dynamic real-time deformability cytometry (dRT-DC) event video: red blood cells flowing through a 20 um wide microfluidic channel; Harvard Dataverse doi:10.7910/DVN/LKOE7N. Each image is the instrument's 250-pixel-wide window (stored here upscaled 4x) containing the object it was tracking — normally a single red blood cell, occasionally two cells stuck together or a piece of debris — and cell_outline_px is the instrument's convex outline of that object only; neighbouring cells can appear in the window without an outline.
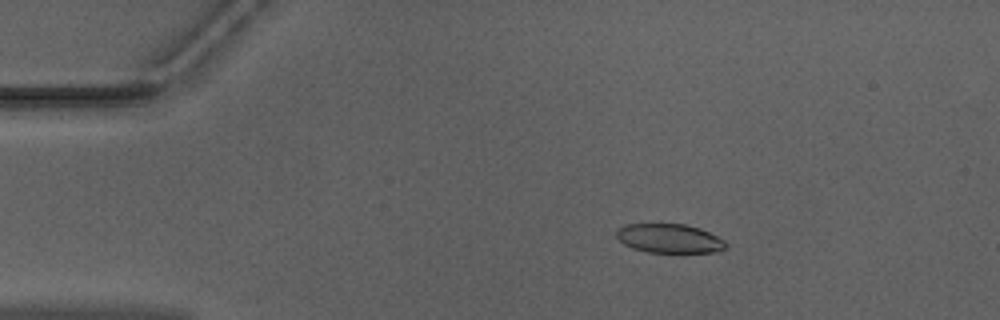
{"species": "Egyptian fruit bat (a non-hibernating species)", "species_latin": "Rousettus aegyptiacus", "temperature_condition": "warm", "stored_images_in_passage": 49, "camera_frame_rate_fps": 3000, "um_per_image_px": 0.085, "animal": {"sex": "male"}, "frame": {"image": 1, "passage_image": 6, "time_ms": 1.667, "image_size_px": [1000, 320], "cell_outline_px": [[728, 244], [720, 252], [648, 252], [632, 248], [624, 244], [616, 236], [616, 228], [624, 224], [684, 224], [700, 228], [724, 240]], "centroid_in_image_um": [56.88, 20.26], "position_along_channel_um": 28.1, "area_um2": 18.55}}
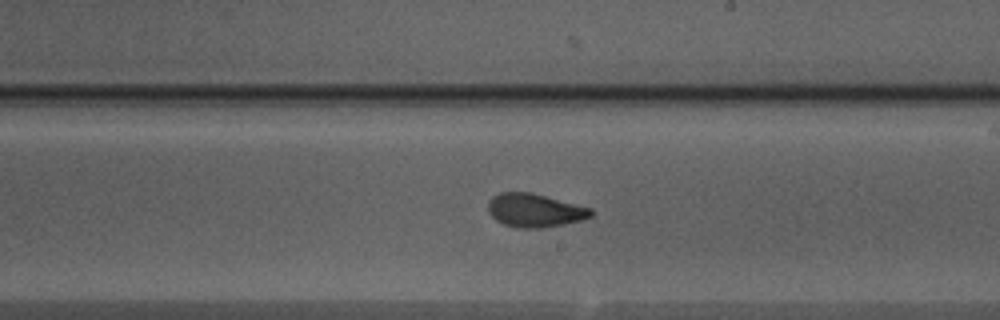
{"frame": {"image": 2, "passage_image": 27, "time_ms": 8.667, "image_size_px": [1000, 320], "cell_outline_px": [[592, 216], [580, 220], [564, 224], [540, 228], [516, 228], [504, 224], [496, 220], [488, 212], [488, 200], [492, 196], [500, 192], [532, 192], [592, 208]], "centroid_in_image_um": [45.43, 17.87], "position_along_channel_um": 243.6, "area_um2": 20.17}}
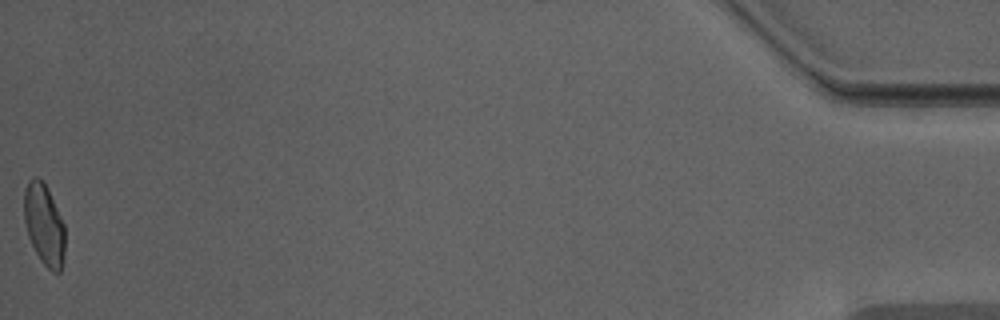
{"frame": {"image": 3, "passage_image": 49, "time_ms": 16.0, "image_size_px": [1000, 320], "cell_outline_px": [[64, 256], [60, 272], [52, 272], [44, 264], [36, 252], [28, 236], [24, 220], [24, 188], [28, 180], [32, 176], [36, 176], [48, 188], [64, 224]], "centroid_in_image_um": [3.74, 19.06], "position_along_channel_um": 431.5, "area_um2": 19.31}, "authors_computed_cell_mechanics": {"area_um2": 19.9988, "velocity_mm_per_s": 3.96, "shape_relaxation_time_tau1_ms": 4.0206, "shape_relaxation_time_tau2_ms": 1.1905, "deformation_change_tau1": 0.1471, "deformation_change_tau2": 0.0629}}